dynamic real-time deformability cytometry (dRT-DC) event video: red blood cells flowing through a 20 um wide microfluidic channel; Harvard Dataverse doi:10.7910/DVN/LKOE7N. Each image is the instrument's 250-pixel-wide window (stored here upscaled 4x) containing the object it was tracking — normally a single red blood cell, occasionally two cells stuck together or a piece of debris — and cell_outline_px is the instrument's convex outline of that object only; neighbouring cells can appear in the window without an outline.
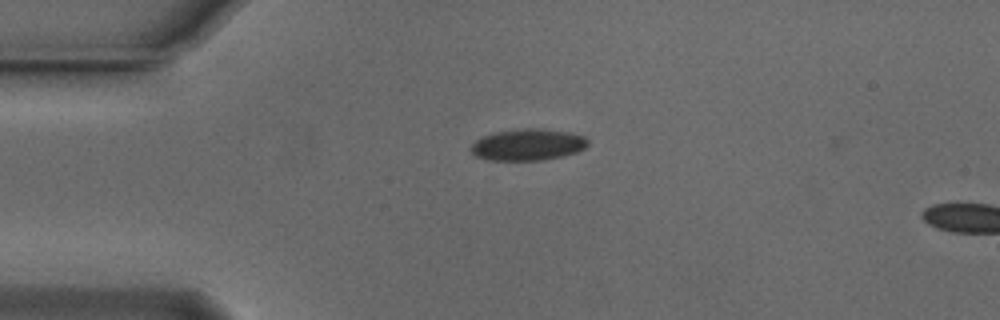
{"species": "Egyptian fruit bat (a non-hibernating species)", "species_latin": "Rousettus aegyptiacus", "temperature_condition": "cold", "stored_images_in_passage": 4, "camera_frame_rate_fps": 3000, "um_per_image_px": 0.085, "animal": {"sex": "male"}, "frame": {"image": 1, "passage_image": 1, "time_ms": 0.0, "image_size_px": [1000, 320], "cell_outline_px": [[588, 144], [584, 148], [576, 152], [564, 156], [540, 160], [488, 160], [476, 156], [472, 152], [472, 144], [480, 136], [492, 132], [524, 128], [540, 128], [572, 132], [584, 136], [588, 140]], "centroid_in_image_um": [44.87, 12.28], "position_along_channel_um": 40.1, "area_um2": 21.68}}